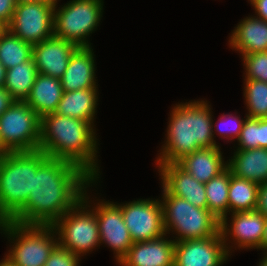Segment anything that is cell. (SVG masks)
<instances>
[{"mask_svg": "<svg viewBox=\"0 0 267 266\" xmlns=\"http://www.w3.org/2000/svg\"><path fill=\"white\" fill-rule=\"evenodd\" d=\"M7 153H8V151L3 147V144H2L1 138H0V157L4 156Z\"/></svg>", "mask_w": 267, "mask_h": 266, "instance_id": "obj_41", "label": "cell"}, {"mask_svg": "<svg viewBox=\"0 0 267 266\" xmlns=\"http://www.w3.org/2000/svg\"><path fill=\"white\" fill-rule=\"evenodd\" d=\"M92 52L91 47H79L72 54L65 73L60 79L63 91L97 88Z\"/></svg>", "mask_w": 267, "mask_h": 266, "instance_id": "obj_18", "label": "cell"}, {"mask_svg": "<svg viewBox=\"0 0 267 266\" xmlns=\"http://www.w3.org/2000/svg\"><path fill=\"white\" fill-rule=\"evenodd\" d=\"M87 197L83 198L74 207L67 211L52 226L59 234L58 244L80 257L81 253H88L100 244V233L95 209L87 210ZM83 209V210H82ZM80 210V211H79ZM57 230V231H56Z\"/></svg>", "mask_w": 267, "mask_h": 266, "instance_id": "obj_8", "label": "cell"}, {"mask_svg": "<svg viewBox=\"0 0 267 266\" xmlns=\"http://www.w3.org/2000/svg\"><path fill=\"white\" fill-rule=\"evenodd\" d=\"M97 99L96 88L64 91L55 113L93 124Z\"/></svg>", "mask_w": 267, "mask_h": 266, "instance_id": "obj_23", "label": "cell"}, {"mask_svg": "<svg viewBox=\"0 0 267 266\" xmlns=\"http://www.w3.org/2000/svg\"><path fill=\"white\" fill-rule=\"evenodd\" d=\"M38 71L33 57L6 70L5 90L14 101H25L35 83Z\"/></svg>", "mask_w": 267, "mask_h": 266, "instance_id": "obj_24", "label": "cell"}, {"mask_svg": "<svg viewBox=\"0 0 267 266\" xmlns=\"http://www.w3.org/2000/svg\"><path fill=\"white\" fill-rule=\"evenodd\" d=\"M177 164L201 183H207L227 168L219 146L201 148L184 156Z\"/></svg>", "mask_w": 267, "mask_h": 266, "instance_id": "obj_19", "label": "cell"}, {"mask_svg": "<svg viewBox=\"0 0 267 266\" xmlns=\"http://www.w3.org/2000/svg\"><path fill=\"white\" fill-rule=\"evenodd\" d=\"M231 170L227 167L205 183L208 210L220 221L227 217Z\"/></svg>", "mask_w": 267, "mask_h": 266, "instance_id": "obj_26", "label": "cell"}, {"mask_svg": "<svg viewBox=\"0 0 267 266\" xmlns=\"http://www.w3.org/2000/svg\"><path fill=\"white\" fill-rule=\"evenodd\" d=\"M0 266H15L7 257L2 260Z\"/></svg>", "mask_w": 267, "mask_h": 266, "instance_id": "obj_40", "label": "cell"}, {"mask_svg": "<svg viewBox=\"0 0 267 266\" xmlns=\"http://www.w3.org/2000/svg\"><path fill=\"white\" fill-rule=\"evenodd\" d=\"M98 205L95 207V213L100 233V243L105 242L112 247L117 254L116 259L119 263L134 242L125 225L121 208L109 202H101Z\"/></svg>", "mask_w": 267, "mask_h": 266, "instance_id": "obj_13", "label": "cell"}, {"mask_svg": "<svg viewBox=\"0 0 267 266\" xmlns=\"http://www.w3.org/2000/svg\"><path fill=\"white\" fill-rule=\"evenodd\" d=\"M133 242L148 241L166 235L160 200H137L118 205Z\"/></svg>", "mask_w": 267, "mask_h": 266, "instance_id": "obj_11", "label": "cell"}, {"mask_svg": "<svg viewBox=\"0 0 267 266\" xmlns=\"http://www.w3.org/2000/svg\"><path fill=\"white\" fill-rule=\"evenodd\" d=\"M156 239L134 242L119 261L122 266H174V240Z\"/></svg>", "mask_w": 267, "mask_h": 266, "instance_id": "obj_17", "label": "cell"}, {"mask_svg": "<svg viewBox=\"0 0 267 266\" xmlns=\"http://www.w3.org/2000/svg\"><path fill=\"white\" fill-rule=\"evenodd\" d=\"M102 0H72L60 10H54V36L90 47L86 37L97 27L102 16Z\"/></svg>", "mask_w": 267, "mask_h": 266, "instance_id": "obj_9", "label": "cell"}, {"mask_svg": "<svg viewBox=\"0 0 267 266\" xmlns=\"http://www.w3.org/2000/svg\"><path fill=\"white\" fill-rule=\"evenodd\" d=\"M259 184L232 174L228 191V212L254 211Z\"/></svg>", "mask_w": 267, "mask_h": 266, "instance_id": "obj_25", "label": "cell"}, {"mask_svg": "<svg viewBox=\"0 0 267 266\" xmlns=\"http://www.w3.org/2000/svg\"><path fill=\"white\" fill-rule=\"evenodd\" d=\"M78 48L74 43L55 36L33 45L32 57L38 73L61 79Z\"/></svg>", "mask_w": 267, "mask_h": 266, "instance_id": "obj_15", "label": "cell"}, {"mask_svg": "<svg viewBox=\"0 0 267 266\" xmlns=\"http://www.w3.org/2000/svg\"><path fill=\"white\" fill-rule=\"evenodd\" d=\"M57 0L16 3L10 23L5 27L32 45L54 36V10Z\"/></svg>", "mask_w": 267, "mask_h": 266, "instance_id": "obj_10", "label": "cell"}, {"mask_svg": "<svg viewBox=\"0 0 267 266\" xmlns=\"http://www.w3.org/2000/svg\"><path fill=\"white\" fill-rule=\"evenodd\" d=\"M245 99L249 118H267V83L259 80L245 79Z\"/></svg>", "mask_w": 267, "mask_h": 266, "instance_id": "obj_28", "label": "cell"}, {"mask_svg": "<svg viewBox=\"0 0 267 266\" xmlns=\"http://www.w3.org/2000/svg\"><path fill=\"white\" fill-rule=\"evenodd\" d=\"M259 148L267 149V118H258Z\"/></svg>", "mask_w": 267, "mask_h": 266, "instance_id": "obj_35", "label": "cell"}, {"mask_svg": "<svg viewBox=\"0 0 267 266\" xmlns=\"http://www.w3.org/2000/svg\"><path fill=\"white\" fill-rule=\"evenodd\" d=\"M16 2L15 0H0V26L5 28L11 21Z\"/></svg>", "mask_w": 267, "mask_h": 266, "instance_id": "obj_33", "label": "cell"}, {"mask_svg": "<svg viewBox=\"0 0 267 266\" xmlns=\"http://www.w3.org/2000/svg\"><path fill=\"white\" fill-rule=\"evenodd\" d=\"M162 198L164 230L165 233L176 230L180 237L175 242L204 239L220 232V220L208 209L193 206L172 194H164Z\"/></svg>", "mask_w": 267, "mask_h": 266, "instance_id": "obj_5", "label": "cell"}, {"mask_svg": "<svg viewBox=\"0 0 267 266\" xmlns=\"http://www.w3.org/2000/svg\"><path fill=\"white\" fill-rule=\"evenodd\" d=\"M41 117L25 101H14L0 116V138L8 152L39 149Z\"/></svg>", "mask_w": 267, "mask_h": 266, "instance_id": "obj_7", "label": "cell"}, {"mask_svg": "<svg viewBox=\"0 0 267 266\" xmlns=\"http://www.w3.org/2000/svg\"><path fill=\"white\" fill-rule=\"evenodd\" d=\"M5 75H6V68L0 62V88L4 87L5 84Z\"/></svg>", "mask_w": 267, "mask_h": 266, "instance_id": "obj_38", "label": "cell"}, {"mask_svg": "<svg viewBox=\"0 0 267 266\" xmlns=\"http://www.w3.org/2000/svg\"><path fill=\"white\" fill-rule=\"evenodd\" d=\"M14 102L5 88H0V116Z\"/></svg>", "mask_w": 267, "mask_h": 266, "instance_id": "obj_37", "label": "cell"}, {"mask_svg": "<svg viewBox=\"0 0 267 266\" xmlns=\"http://www.w3.org/2000/svg\"><path fill=\"white\" fill-rule=\"evenodd\" d=\"M250 2L259 16L257 18L267 21V0H250Z\"/></svg>", "mask_w": 267, "mask_h": 266, "instance_id": "obj_36", "label": "cell"}, {"mask_svg": "<svg viewBox=\"0 0 267 266\" xmlns=\"http://www.w3.org/2000/svg\"><path fill=\"white\" fill-rule=\"evenodd\" d=\"M33 1H39V0H15L16 3H25V2H33Z\"/></svg>", "mask_w": 267, "mask_h": 266, "instance_id": "obj_43", "label": "cell"}, {"mask_svg": "<svg viewBox=\"0 0 267 266\" xmlns=\"http://www.w3.org/2000/svg\"><path fill=\"white\" fill-rule=\"evenodd\" d=\"M237 140L240 145L238 149L240 150L259 148L257 118H249L246 116L243 128Z\"/></svg>", "mask_w": 267, "mask_h": 266, "instance_id": "obj_30", "label": "cell"}, {"mask_svg": "<svg viewBox=\"0 0 267 266\" xmlns=\"http://www.w3.org/2000/svg\"><path fill=\"white\" fill-rule=\"evenodd\" d=\"M94 179L78 165L46 157L33 174L24 207L10 220L23 225H53L83 198Z\"/></svg>", "mask_w": 267, "mask_h": 266, "instance_id": "obj_1", "label": "cell"}, {"mask_svg": "<svg viewBox=\"0 0 267 266\" xmlns=\"http://www.w3.org/2000/svg\"><path fill=\"white\" fill-rule=\"evenodd\" d=\"M210 107L205 101L179 104L172 110L166 145L158 165L177 163L184 156L201 148L218 146L213 139L214 129Z\"/></svg>", "mask_w": 267, "mask_h": 266, "instance_id": "obj_3", "label": "cell"}, {"mask_svg": "<svg viewBox=\"0 0 267 266\" xmlns=\"http://www.w3.org/2000/svg\"><path fill=\"white\" fill-rule=\"evenodd\" d=\"M46 157L39 149L0 157V228L24 207L32 191L33 174Z\"/></svg>", "mask_w": 267, "mask_h": 266, "instance_id": "obj_4", "label": "cell"}, {"mask_svg": "<svg viewBox=\"0 0 267 266\" xmlns=\"http://www.w3.org/2000/svg\"><path fill=\"white\" fill-rule=\"evenodd\" d=\"M263 249L267 251V217H266V221H265L264 236H263V240H262V250Z\"/></svg>", "mask_w": 267, "mask_h": 266, "instance_id": "obj_39", "label": "cell"}, {"mask_svg": "<svg viewBox=\"0 0 267 266\" xmlns=\"http://www.w3.org/2000/svg\"><path fill=\"white\" fill-rule=\"evenodd\" d=\"M221 232L216 236L175 242L174 266H220L229 250Z\"/></svg>", "mask_w": 267, "mask_h": 266, "instance_id": "obj_12", "label": "cell"}, {"mask_svg": "<svg viewBox=\"0 0 267 266\" xmlns=\"http://www.w3.org/2000/svg\"><path fill=\"white\" fill-rule=\"evenodd\" d=\"M91 123L55 112L42 116L39 150L48 157L78 165L95 180L99 175L95 162L97 143Z\"/></svg>", "mask_w": 267, "mask_h": 266, "instance_id": "obj_2", "label": "cell"}, {"mask_svg": "<svg viewBox=\"0 0 267 266\" xmlns=\"http://www.w3.org/2000/svg\"><path fill=\"white\" fill-rule=\"evenodd\" d=\"M259 266H267V255L264 256V258L260 262Z\"/></svg>", "mask_w": 267, "mask_h": 266, "instance_id": "obj_42", "label": "cell"}, {"mask_svg": "<svg viewBox=\"0 0 267 266\" xmlns=\"http://www.w3.org/2000/svg\"><path fill=\"white\" fill-rule=\"evenodd\" d=\"M33 45L21 40L8 29L0 30V62L7 69L32 58Z\"/></svg>", "mask_w": 267, "mask_h": 266, "instance_id": "obj_27", "label": "cell"}, {"mask_svg": "<svg viewBox=\"0 0 267 266\" xmlns=\"http://www.w3.org/2000/svg\"><path fill=\"white\" fill-rule=\"evenodd\" d=\"M255 210L267 217V182L259 184Z\"/></svg>", "mask_w": 267, "mask_h": 266, "instance_id": "obj_34", "label": "cell"}, {"mask_svg": "<svg viewBox=\"0 0 267 266\" xmlns=\"http://www.w3.org/2000/svg\"><path fill=\"white\" fill-rule=\"evenodd\" d=\"M232 174L257 184L267 182V149H237L227 164Z\"/></svg>", "mask_w": 267, "mask_h": 266, "instance_id": "obj_22", "label": "cell"}, {"mask_svg": "<svg viewBox=\"0 0 267 266\" xmlns=\"http://www.w3.org/2000/svg\"><path fill=\"white\" fill-rule=\"evenodd\" d=\"M266 217L254 211L235 212L232 214L231 229H228L227 218L220 221V232L224 242L228 232L238 242V247L257 248L262 250Z\"/></svg>", "mask_w": 267, "mask_h": 266, "instance_id": "obj_16", "label": "cell"}, {"mask_svg": "<svg viewBox=\"0 0 267 266\" xmlns=\"http://www.w3.org/2000/svg\"><path fill=\"white\" fill-rule=\"evenodd\" d=\"M78 261V255L58 244L45 262V266H78Z\"/></svg>", "mask_w": 267, "mask_h": 266, "instance_id": "obj_31", "label": "cell"}, {"mask_svg": "<svg viewBox=\"0 0 267 266\" xmlns=\"http://www.w3.org/2000/svg\"><path fill=\"white\" fill-rule=\"evenodd\" d=\"M63 92L60 79L38 73L25 102L42 117L56 111Z\"/></svg>", "mask_w": 267, "mask_h": 266, "instance_id": "obj_21", "label": "cell"}, {"mask_svg": "<svg viewBox=\"0 0 267 266\" xmlns=\"http://www.w3.org/2000/svg\"><path fill=\"white\" fill-rule=\"evenodd\" d=\"M163 194H172L190 202L193 206L208 209L205 183L196 180L177 163L161 164Z\"/></svg>", "mask_w": 267, "mask_h": 266, "instance_id": "obj_14", "label": "cell"}, {"mask_svg": "<svg viewBox=\"0 0 267 266\" xmlns=\"http://www.w3.org/2000/svg\"><path fill=\"white\" fill-rule=\"evenodd\" d=\"M243 61L246 67V79L267 83V51L244 55Z\"/></svg>", "mask_w": 267, "mask_h": 266, "instance_id": "obj_29", "label": "cell"}, {"mask_svg": "<svg viewBox=\"0 0 267 266\" xmlns=\"http://www.w3.org/2000/svg\"><path fill=\"white\" fill-rule=\"evenodd\" d=\"M231 47L239 50L242 56L267 51V21L247 17L232 32Z\"/></svg>", "mask_w": 267, "mask_h": 266, "instance_id": "obj_20", "label": "cell"}, {"mask_svg": "<svg viewBox=\"0 0 267 266\" xmlns=\"http://www.w3.org/2000/svg\"><path fill=\"white\" fill-rule=\"evenodd\" d=\"M1 230L16 238L15 246L6 257L15 266H45L58 240L51 236L52 225H23L12 221H4Z\"/></svg>", "mask_w": 267, "mask_h": 266, "instance_id": "obj_6", "label": "cell"}, {"mask_svg": "<svg viewBox=\"0 0 267 266\" xmlns=\"http://www.w3.org/2000/svg\"><path fill=\"white\" fill-rule=\"evenodd\" d=\"M228 118V119H227ZM227 118H226V116L225 115H223L221 118H220V122L223 124V122L224 123H226L227 121L226 120H234L236 123H235V126L234 127H232V128H229V127H227V128H225V129H222V128H220L219 126H218V128L217 127H215L216 128V131H218L219 133H220V136L221 137H225V138H229V139H232V138H235L236 137V139H238L239 138V136H240V133H241V130H242V128H243V125H244V122H245V120H241V119H239L238 117H235V116H232V115H228L227 116ZM222 119H224V121L222 122L221 120ZM226 119V120H225ZM228 123V122H227ZM224 125V124H223ZM223 131V132H222ZM225 131V132H224ZM227 132L230 134V135H228L227 134ZM226 134V135H225ZM224 135V136H223ZM230 136V137H229Z\"/></svg>", "mask_w": 267, "mask_h": 266, "instance_id": "obj_32", "label": "cell"}]
</instances>
